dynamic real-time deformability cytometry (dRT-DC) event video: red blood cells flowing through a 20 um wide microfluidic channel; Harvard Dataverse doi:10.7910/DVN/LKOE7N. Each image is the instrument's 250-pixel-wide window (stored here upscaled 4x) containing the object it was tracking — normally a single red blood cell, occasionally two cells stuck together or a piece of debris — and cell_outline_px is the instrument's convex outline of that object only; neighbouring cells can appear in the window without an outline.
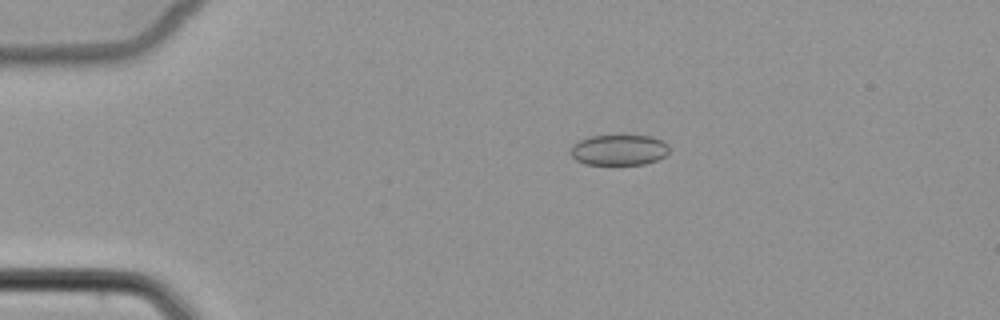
{"species": "common noctule bat (a hibernating species)", "species_latin": "Nyctalus noctula", "temperature_condition": "cold", "stored_images_in_passage": 2, "camera_frame_rate_fps": 3000, "um_per_image_px": 0.085, "animal": {"sex": "female", "body_mass_g": 22.7, "forearm_length_mm": 54.2}, "frame": {"image": 1, "passage_image": 1, "time_ms": 0.0, "image_size_px": [1000, 320], "cell_outline_px": [[668, 152], [664, 156], [656, 160], [644, 164], [584, 164], [576, 160], [572, 156], [572, 144], [580, 140], [592, 136], [652, 136], [668, 144]], "centroid_in_image_um": [52.61, 12.75], "position_along_channel_um": 32.4, "area_um2": 17.34}}